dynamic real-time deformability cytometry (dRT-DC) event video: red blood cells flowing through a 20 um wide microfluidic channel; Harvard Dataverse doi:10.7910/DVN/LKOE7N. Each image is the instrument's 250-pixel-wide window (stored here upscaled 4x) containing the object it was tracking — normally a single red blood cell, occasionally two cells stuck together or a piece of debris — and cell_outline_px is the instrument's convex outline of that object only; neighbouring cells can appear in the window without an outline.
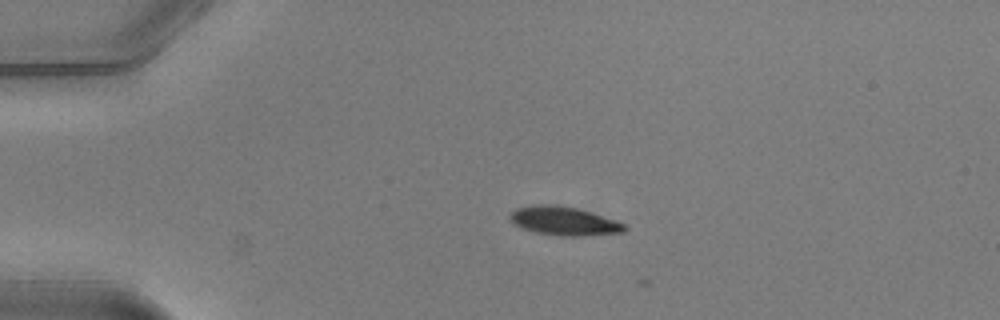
{"species": "common noctule bat (a hibernating species)", "species_latin": "Nyctalus noctula", "temperature_condition": "warm", "stored_images_in_passage": 6, "camera_frame_rate_fps": 3000, "um_per_image_px": 0.085, "animal": {"sex": "male", "body_mass_g": 20.5, "forearm_length_mm": 52.5}, "frame": {"image": 1, "passage_image": 1, "time_ms": 0.0, "image_size_px": [1000, 320], "cell_outline_px": [[628, 228], [624, 232], [584, 236], [560, 236], [536, 232], [512, 224], [508, 216], [516, 208], [536, 204], [548, 204], [576, 208], [624, 224]], "centroid_in_image_um": [47.88, 18.79], "position_along_channel_um": 37.1, "area_um2": 18.84}}